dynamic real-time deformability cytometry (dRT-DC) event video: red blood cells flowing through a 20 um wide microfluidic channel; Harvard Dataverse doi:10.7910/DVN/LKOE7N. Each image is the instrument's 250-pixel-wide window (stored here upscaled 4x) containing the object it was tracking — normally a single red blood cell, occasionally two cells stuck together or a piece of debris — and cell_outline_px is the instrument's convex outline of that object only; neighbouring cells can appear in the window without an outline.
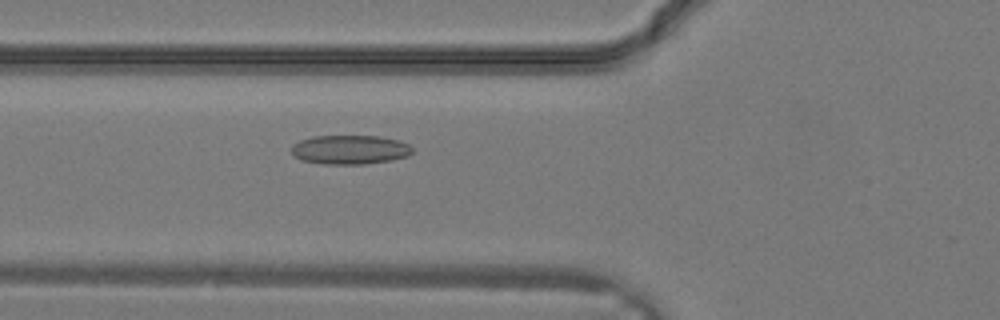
{"species": "common noctule bat (a hibernating species)", "species_latin": "Nyctalus noctula", "temperature_condition": "warm", "stored_images_in_passage": 19, "camera_frame_rate_fps": 3000, "um_per_image_px": 0.085, "animal": {"sex": "male", "body_mass_g": 19.2, "forearm_length_mm": 51.8}, "frame": {"image": 1, "passage_image": 2, "time_ms": 0.333, "image_size_px": [1000, 320], "cell_outline_px": [[412, 152], [408, 156], [392, 160], [364, 164], [324, 164], [300, 160], [292, 152], [292, 144], [300, 140], [312, 136], [380, 136], [400, 140], [408, 144], [412, 148]], "centroid_in_image_um": [29.75, 12.72], "position_along_channel_um": 96.0, "area_um2": 20.63}}
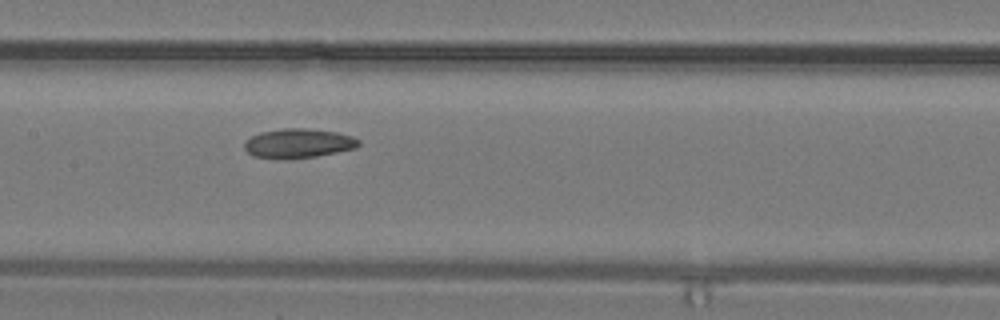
{"frame": {"image": 2, "passage_image": 6, "time_ms": 1.667, "image_size_px": [1000, 320], "cell_outline_px": [[360, 144], [356, 148], [316, 156], [252, 156], [244, 148], [244, 144], [252, 136], [260, 132], [284, 128], [308, 128], [336, 132], [352, 136], [360, 140]], "centroid_in_image_um": [25.42, 12.13], "position_along_channel_um": 182.0, "area_um2": 18.73}}
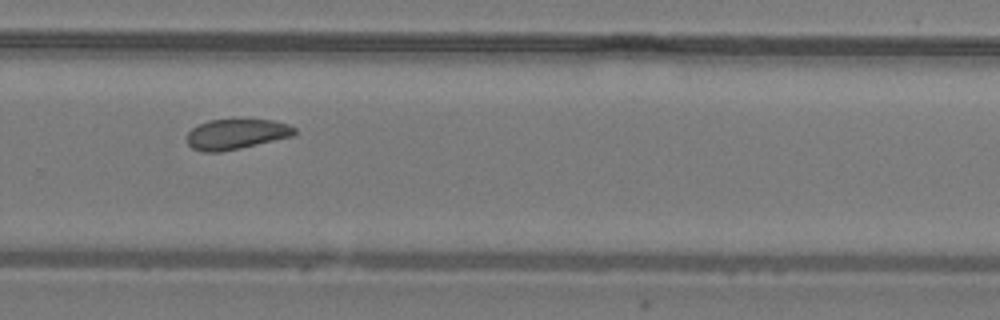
{"frame": {"image": 3, "passage_image": 12, "time_ms": 3.667, "image_size_px": [1000, 320], "cell_outline_px": [[296, 132], [292, 136], [240, 148], [220, 152], [204, 152], [192, 148], [188, 144], [188, 132], [192, 128], [208, 120], [272, 120], [288, 124], [296, 128]], "centroid_in_image_um": [20.08, 11.4], "position_along_channel_um": 309.7, "area_um2": 18.73}}